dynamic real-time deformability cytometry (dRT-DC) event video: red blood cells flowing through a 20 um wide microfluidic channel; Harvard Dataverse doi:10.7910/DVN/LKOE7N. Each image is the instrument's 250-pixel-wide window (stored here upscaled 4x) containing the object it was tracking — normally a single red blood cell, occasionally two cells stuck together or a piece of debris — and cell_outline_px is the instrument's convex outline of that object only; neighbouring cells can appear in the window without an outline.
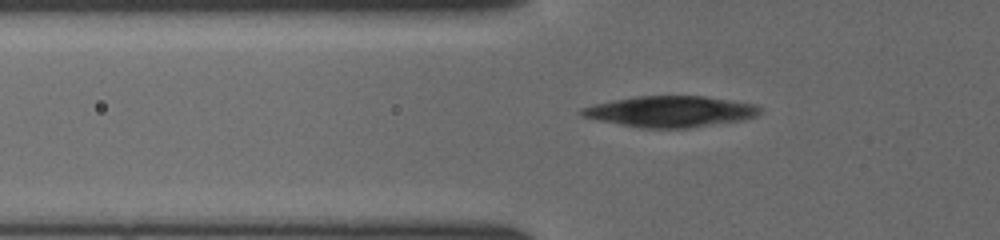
{"species": "common noctule bat (a hibernating species)", "species_latin": "Nyctalus noctula", "temperature_condition": "cold", "stored_images_in_passage": 29, "camera_frame_rate_fps": 3000, "um_per_image_px": 0.085, "animal": {"sex": "female", "body_mass_g": 19.5, "forearm_length_mm": 54.1}, "frame": {"image": 1, "passage_image": 9, "time_ms": 2.667, "image_size_px": [1000, 240], "cell_outline_px": [[760, 112], [756, 116], [740, 120], [688, 128], [640, 128], [580, 116], [580, 108], [592, 104], [636, 96], [704, 96], [756, 104], [760, 108]], "centroid_in_image_um": [56.95, 9.47], "position_along_channel_um": 68.8, "area_um2": 32.02}}
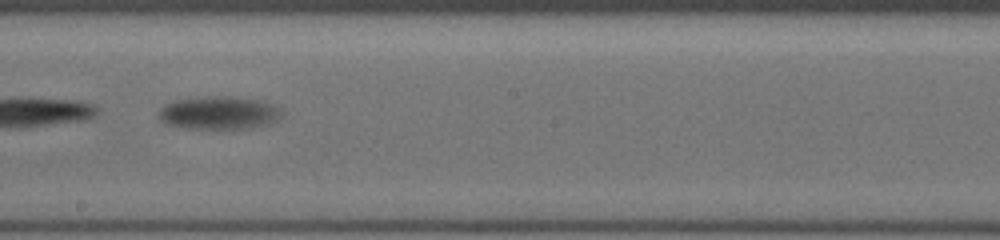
{"frame": {"image": 2, "passage_image": 22, "time_ms": 7.0, "image_size_px": [1000, 240], "cell_outline_px": [[280, 116], [276, 120], [268, 124], [244, 128], [188, 128], [168, 124], [160, 116], [160, 108], [168, 104], [180, 100], [256, 100], [268, 104], [276, 108], [280, 112]], "centroid_in_image_um": [18.6, 9.67], "position_along_channel_um": 229.6, "area_um2": 21.21}}
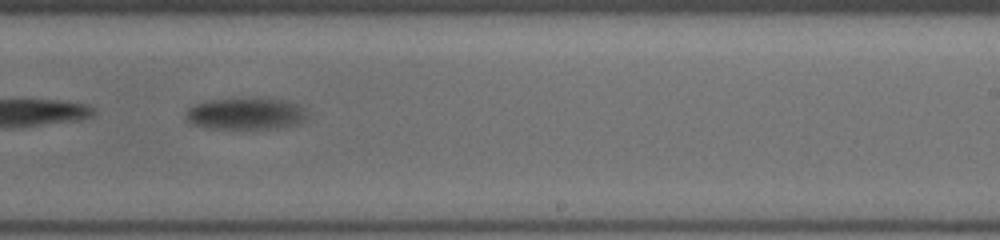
{"frame": {"image": 3, "passage_image": 25, "time_ms": 8.0, "image_size_px": [1000, 240], "cell_outline_px": [[308, 116], [304, 120], [296, 124], [276, 128], [212, 128], [192, 124], [188, 120], [188, 108], [196, 104], [212, 100], [280, 100], [296, 104], [304, 108], [308, 112]], "centroid_in_image_um": [20.93, 9.69], "position_along_channel_um": 268.1, "area_um2": 21.44}}